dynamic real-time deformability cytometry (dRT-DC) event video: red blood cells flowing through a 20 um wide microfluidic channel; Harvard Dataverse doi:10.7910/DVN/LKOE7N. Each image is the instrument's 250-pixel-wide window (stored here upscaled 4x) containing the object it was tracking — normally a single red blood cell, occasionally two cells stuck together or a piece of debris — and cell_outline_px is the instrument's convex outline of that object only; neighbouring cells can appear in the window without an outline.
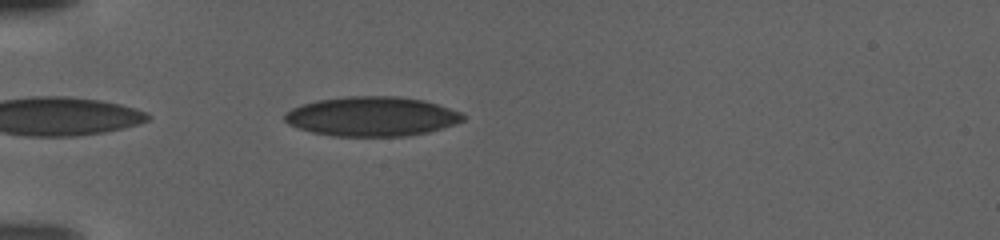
{"species": "human", "species_latin": "Homo sapiens", "temperature_condition": "warm", "stored_images_in_passage": 80, "camera_frame_rate_fps": 3000, "um_per_image_px": 0.085, "donor": {"sex": "female"}, "frame": {"image": 1, "passage_image": 5, "time_ms": 1.333, "image_size_px": [1000, 240], "cell_outline_px": [[464, 120], [456, 124], [428, 132], [404, 136], [332, 136], [312, 132], [296, 128], [288, 124], [284, 120], [284, 112], [300, 104], [316, 100], [344, 96], [400, 96], [424, 100], [460, 112], [464, 116]], "centroid_in_image_um": [31.55, 9.89], "position_along_channel_um": 53.5, "area_um2": 41.33}}
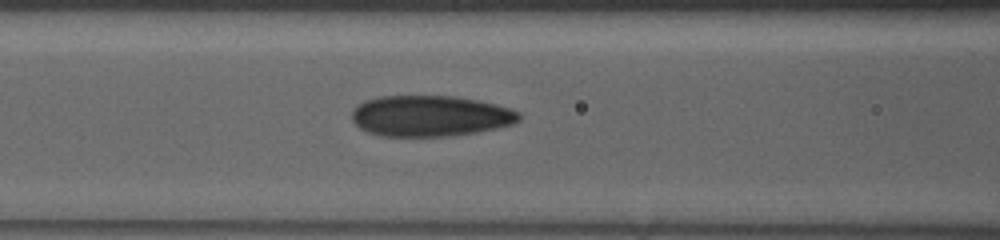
{"frame": {"image": 2, "passage_image": 20, "time_ms": 6.333, "image_size_px": [1000, 240], "cell_outline_px": [[520, 120], [512, 124], [496, 128], [476, 132], [452, 136], [380, 136], [368, 132], [360, 128], [352, 120], [352, 112], [364, 100], [380, 96], [456, 96], [496, 104], [512, 108], [520, 112]], "centroid_in_image_um": [36.59, 9.85], "position_along_channel_um": 130.0, "area_um2": 39.94}}
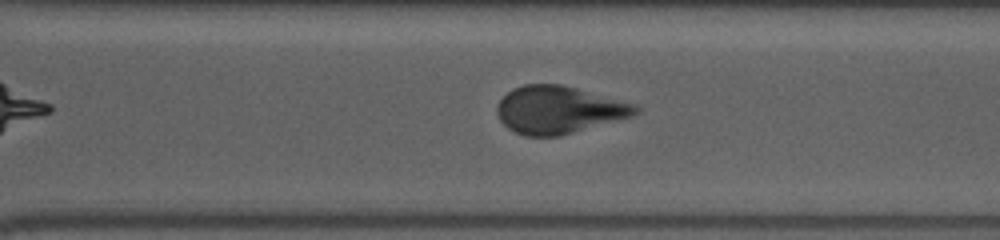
{"frame": {"image": 3, "passage_image": 50, "time_ms": 16.333, "image_size_px": [1000, 240], "cell_outline_px": [[640, 112], [632, 116], [560, 136], [524, 136], [512, 132], [500, 120], [496, 112], [496, 108], [500, 100], [512, 88], [524, 84], [560, 84], [576, 88], [636, 104], [640, 108]], "centroid_in_image_um": [47.47, 9.34], "position_along_channel_um": 323.1, "area_um2": 38.32}}